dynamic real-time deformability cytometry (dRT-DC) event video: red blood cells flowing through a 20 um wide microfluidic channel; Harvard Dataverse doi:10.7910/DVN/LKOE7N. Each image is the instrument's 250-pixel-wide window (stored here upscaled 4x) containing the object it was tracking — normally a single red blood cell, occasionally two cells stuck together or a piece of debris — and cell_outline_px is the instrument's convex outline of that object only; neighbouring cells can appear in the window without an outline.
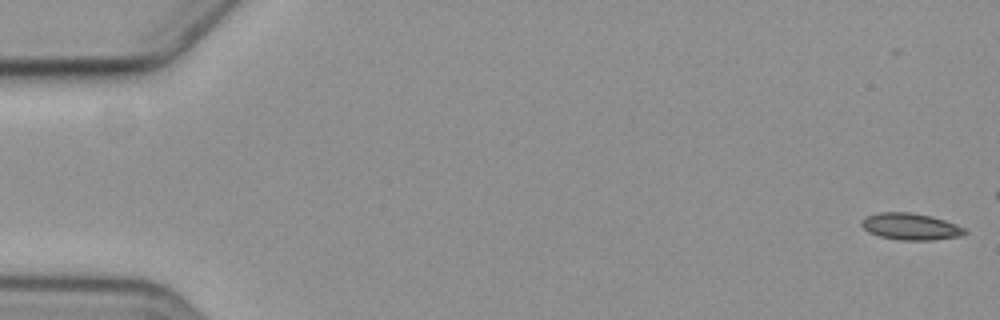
{"species": "common noctule bat (a hibernating species)", "species_latin": "Nyctalus noctula", "temperature_condition": "cold", "stored_images_in_passage": 8, "camera_frame_rate_fps": 3000, "um_per_image_px": 0.085, "animal": {"sex": "female", "body_mass_g": 19.3, "forearm_length_mm": 54.1}, "frame": {"image": 1, "passage_image": 1, "time_ms": 0.0, "image_size_px": [1000, 320], "cell_outline_px": [[968, 232], [960, 236], [932, 240], [900, 240], [880, 236], [868, 232], [860, 224], [860, 220], [864, 216], [880, 212], [912, 212], [932, 216], [956, 224], [964, 228]], "centroid_in_image_um": [77.37, 19.24], "position_along_channel_um": 7.6, "area_um2": 16.18}}
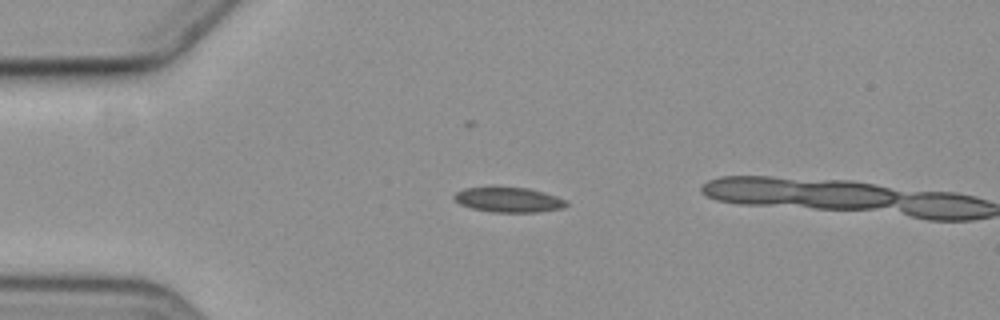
{"frame": {"image": 2, "passage_image": 5, "time_ms": 4.667, "image_size_px": [1000, 320], "cell_outline_px": [[568, 204], [564, 208], [540, 212], [492, 212], [472, 208], [460, 204], [452, 196], [456, 192], [464, 188], [528, 188], [544, 192], [556, 196], [564, 200]], "centroid_in_image_um": [43.25, 16.99], "position_along_channel_um": 41.8, "area_um2": 16.07}}
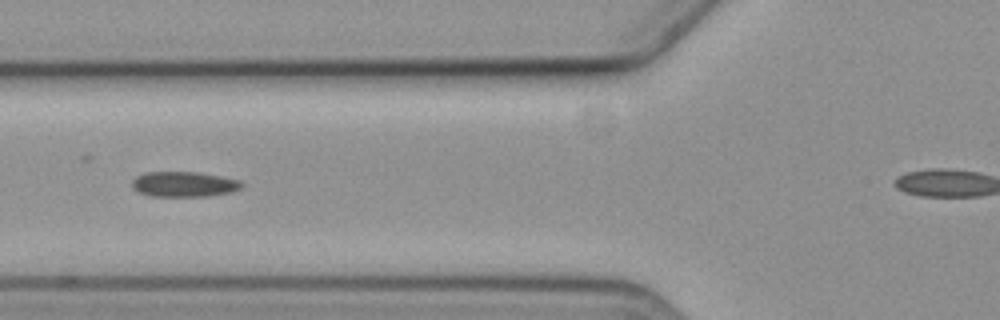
{"frame": {"image": 3, "passage_image": 7, "time_ms": 7.333, "image_size_px": [1000, 320], "cell_outline_px": [[244, 184], [240, 188], [232, 192], [208, 196], [152, 196], [140, 192], [132, 188], [132, 180], [136, 176], [148, 172], [196, 172], [220, 176], [240, 180]], "centroid_in_image_um": [15.65, 15.66], "position_along_channel_um": 110.2, "area_um2": 16.07}}